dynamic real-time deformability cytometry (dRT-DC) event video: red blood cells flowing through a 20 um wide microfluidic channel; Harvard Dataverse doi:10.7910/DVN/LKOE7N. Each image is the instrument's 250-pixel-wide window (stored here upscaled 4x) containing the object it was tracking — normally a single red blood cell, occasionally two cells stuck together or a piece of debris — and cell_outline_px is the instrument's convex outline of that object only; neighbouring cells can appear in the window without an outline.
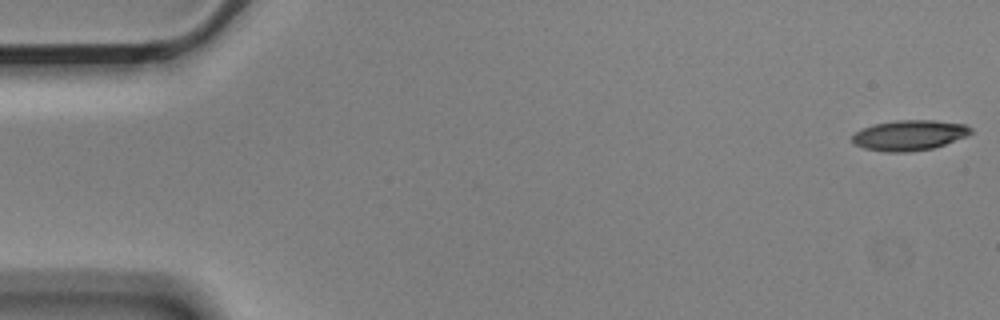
{"species": "Egyptian fruit bat (a non-hibernating species)", "species_latin": "Rousettus aegyptiacus", "temperature_condition": "cold", "stored_images_in_passage": 5, "camera_frame_rate_fps": 3000, "um_per_image_px": 0.085, "animal": {"sex": "male"}, "frame": {"image": 1, "passage_image": 1, "time_ms": 0.0, "image_size_px": [1000, 320], "cell_outline_px": [[972, 132], [968, 136], [932, 148], [908, 152], [884, 152], [864, 148], [852, 144], [852, 136], [856, 132], [872, 124], [896, 120], [936, 120], [964, 124], [972, 128]], "centroid_in_image_um": [77.28, 11.49], "position_along_channel_um": 7.7, "area_um2": 21.04}}
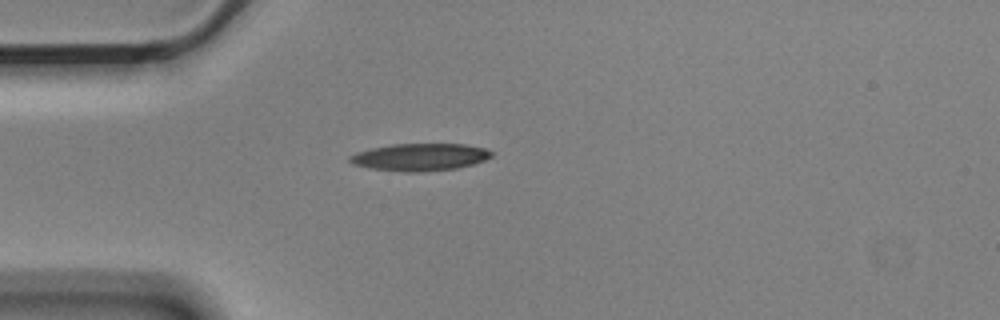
{"frame": {"image": 2, "passage_image": 5, "time_ms": 1.333, "image_size_px": [1000, 320], "cell_outline_px": [[492, 156], [484, 160], [472, 164], [456, 168], [420, 172], [408, 172], [372, 168], [352, 164], [348, 160], [348, 156], [356, 152], [372, 148], [392, 144], [464, 144], [488, 148], [492, 152]], "centroid_in_image_um": [35.7, 13.34], "position_along_channel_um": 49.3, "area_um2": 22.48}}